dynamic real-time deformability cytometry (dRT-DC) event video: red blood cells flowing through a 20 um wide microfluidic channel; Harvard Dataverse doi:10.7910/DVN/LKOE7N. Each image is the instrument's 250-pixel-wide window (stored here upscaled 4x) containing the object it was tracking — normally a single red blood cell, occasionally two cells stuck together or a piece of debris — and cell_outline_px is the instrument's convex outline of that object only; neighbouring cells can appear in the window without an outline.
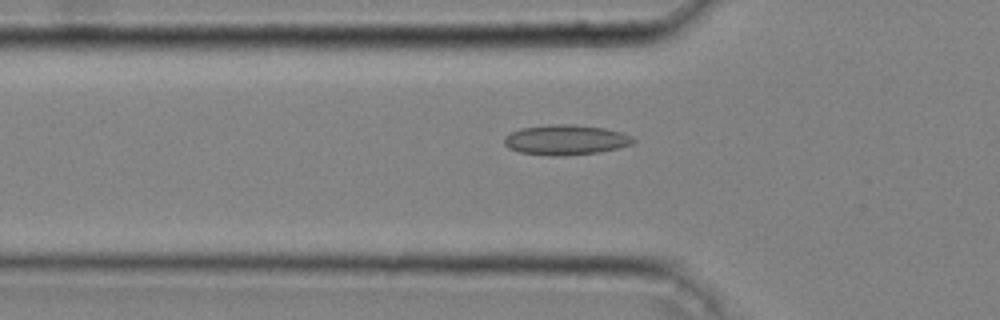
{"species": "common noctule bat (a hibernating species)", "species_latin": "Nyctalus noctula", "temperature_condition": "cold", "stored_images_in_passage": 44, "camera_frame_rate_fps": 3000, "um_per_image_px": 0.085, "animal": {"sex": "male", "body_mass_g": 20.4}, "frame": {"image": 1, "passage_image": 16, "time_ms": 5.0, "image_size_px": [1000, 320], "cell_outline_px": [[636, 140], [632, 144], [600, 152], [564, 156], [548, 156], [520, 152], [508, 148], [504, 144], [504, 136], [520, 128], [548, 124], [572, 124], [604, 128], [620, 132], [632, 136]], "centroid_in_image_um": [48.06, 11.89], "position_along_channel_um": 77.7, "area_um2": 22.77}}
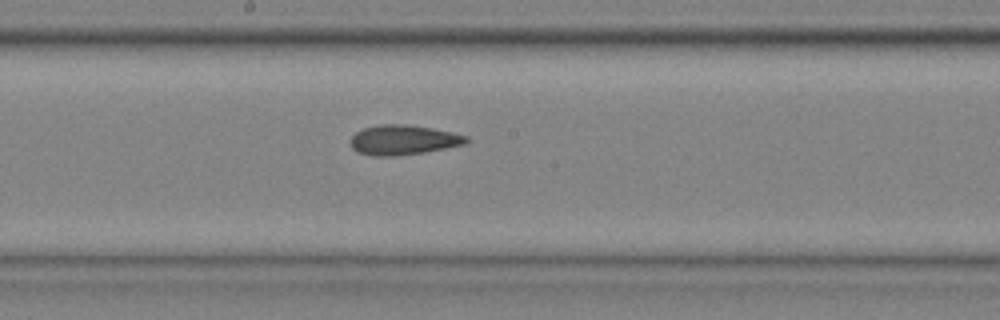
{"frame": {"image": 2, "passage_image": 26, "time_ms": 8.333, "image_size_px": [1000, 320], "cell_outline_px": [[472, 140], [468, 144], [424, 152], [396, 156], [372, 156], [356, 152], [352, 148], [348, 140], [356, 132], [364, 128], [380, 124], [404, 124], [432, 128], [452, 132], [468, 136]], "centroid_in_image_um": [34.29, 11.9], "position_along_channel_um": 213.9, "area_um2": 20.46}}
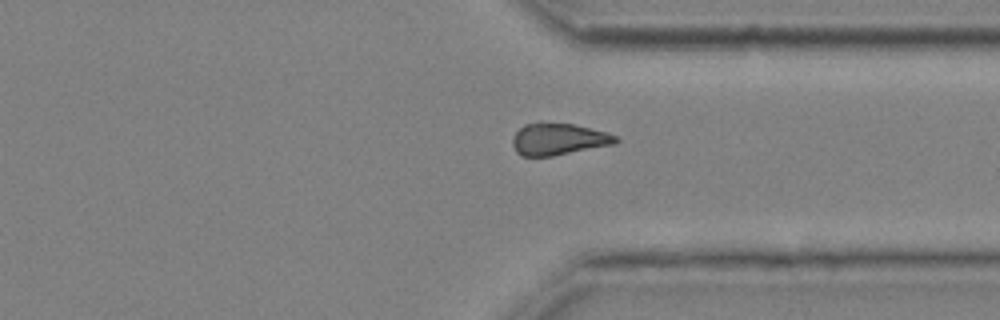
{"frame": {"image": 3, "passage_image": 37, "time_ms": 12.0, "image_size_px": [1000, 320], "cell_outline_px": [[620, 140], [616, 144], [552, 156], [520, 156], [516, 152], [512, 144], [512, 136], [524, 124], [540, 120], [572, 124], [604, 132], [616, 136]], "centroid_in_image_um": [47.42, 11.81], "position_along_channel_um": 364.0, "area_um2": 19.48}, "authors_computed_cell_mechanics": {"area_um2": 20.3456, "velocity_mm_per_s": 4.0824, "shape_relaxation_time_tau1_ms": 7.527, "shape_relaxation_time_tau2_ms": 4.7637, "deformation_change_tau1": 0.1189, "deformation_change_tau2": 0.1238}}